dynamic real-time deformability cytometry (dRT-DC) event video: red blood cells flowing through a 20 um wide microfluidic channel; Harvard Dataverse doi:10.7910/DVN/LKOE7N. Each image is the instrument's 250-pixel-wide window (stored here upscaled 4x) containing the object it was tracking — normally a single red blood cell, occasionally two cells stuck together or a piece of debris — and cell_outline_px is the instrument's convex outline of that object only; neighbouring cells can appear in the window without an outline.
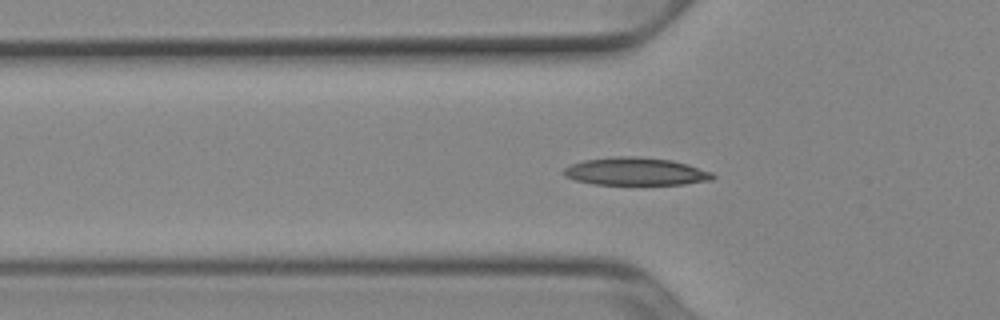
{"species": "Egyptian fruit bat (a non-hibernating species)", "species_latin": "Rousettus aegyptiacus", "temperature_condition": "cold", "stored_images_in_passage": 45, "camera_frame_rate_fps": 3000, "um_per_image_px": 0.085, "animal": {"sex": "female"}, "frame": {"image": 1, "passage_image": 17, "time_ms": 5.333, "image_size_px": [1000, 320], "cell_outline_px": [[716, 176], [712, 180], [684, 184], [592, 184], [576, 180], [564, 176], [564, 168], [572, 164], [584, 160], [612, 156], [640, 156], [672, 160], [688, 164], [712, 172]], "centroid_in_image_um": [54.05, 14.56], "position_along_channel_um": 71.7, "area_um2": 24.16}}
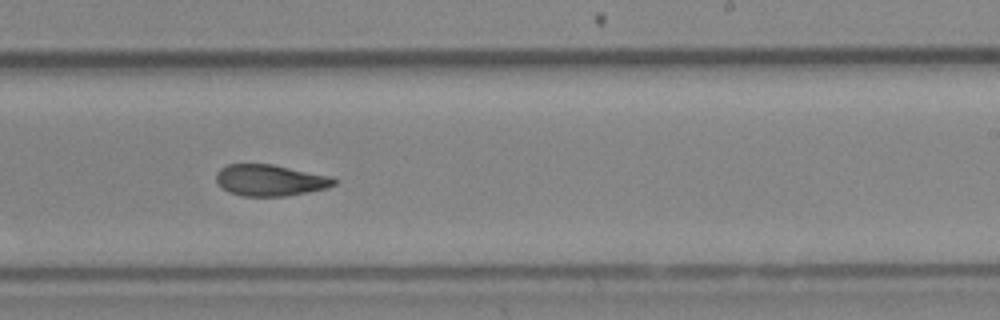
{"frame": {"image": 2, "passage_image": 32, "time_ms": 10.333, "image_size_px": [1000, 320], "cell_outline_px": [[336, 184], [328, 188], [308, 192], [284, 196], [244, 196], [228, 192], [220, 188], [216, 180], [216, 172], [220, 168], [228, 164], [272, 164], [336, 176]], "centroid_in_image_um": [22.99, 15.31], "position_along_channel_um": 266.0, "area_um2": 21.96}}
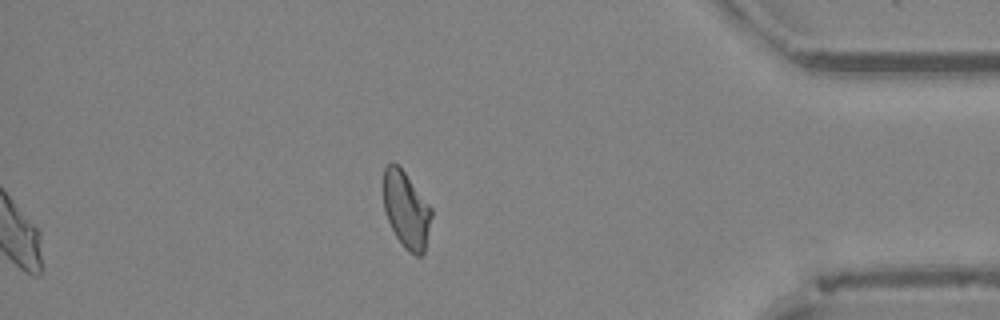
{"frame": {"image": 3, "passage_image": 45, "time_ms": 14.667, "image_size_px": [1000, 320], "cell_outline_px": [[432, 216], [424, 252], [420, 256], [416, 256], [404, 248], [396, 236], [384, 212], [384, 168], [392, 160], [404, 172], [432, 208]], "centroid_in_image_um": [34.53, 17.84], "position_along_channel_um": 400.7, "area_um2": 21.21}, "authors_computed_cell_mechanics": {"area_um2": 22.253, "velocity_mm_per_s": 3.9044, "shape_relaxation_time_tau1_ms": 8.884, "shape_relaxation_time_tau2_ms": 1.7922, "deformation_change_tau1": 0.1945, "deformation_change_tau2": 0.072}}